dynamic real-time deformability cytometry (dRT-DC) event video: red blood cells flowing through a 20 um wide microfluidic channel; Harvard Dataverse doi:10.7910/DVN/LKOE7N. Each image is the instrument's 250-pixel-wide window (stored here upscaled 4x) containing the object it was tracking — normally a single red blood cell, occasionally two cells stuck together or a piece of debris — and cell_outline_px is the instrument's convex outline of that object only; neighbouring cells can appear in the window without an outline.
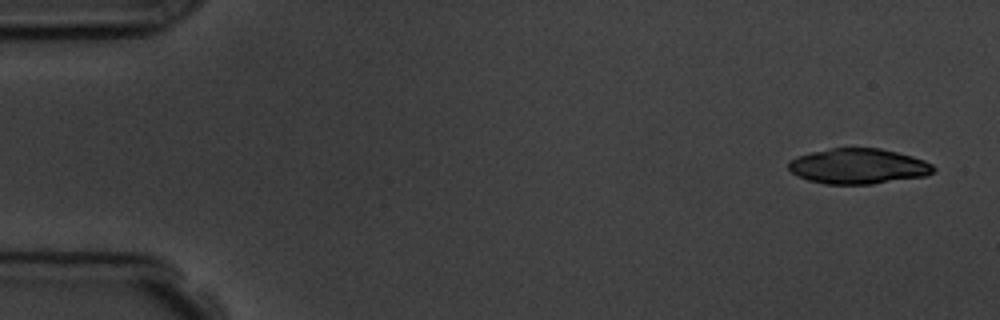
{"species": "common noctule bat (a hibernating species)", "species_latin": "Nyctalus noctula", "temperature_condition": "room temperature", "stored_images_in_passage": 3, "camera_frame_rate_fps": 3000, "um_per_image_px": 0.085, "animal": {"sex": "male", "body_mass_g": 19.5, "forearm_length_mm": 54.6}, "frame": {"image": 1, "passage_image": 1, "time_ms": 0.0, "image_size_px": [1000, 320], "cell_outline_px": [[936, 168], [928, 176], [872, 184], [824, 184], [808, 180], [796, 176], [788, 168], [788, 160], [796, 156], [812, 152], [832, 148], [880, 148], [912, 156], [924, 160], [932, 164]], "centroid_in_image_um": [72.94, 14.13], "position_along_channel_um": 12.1, "area_um2": 30.06}}